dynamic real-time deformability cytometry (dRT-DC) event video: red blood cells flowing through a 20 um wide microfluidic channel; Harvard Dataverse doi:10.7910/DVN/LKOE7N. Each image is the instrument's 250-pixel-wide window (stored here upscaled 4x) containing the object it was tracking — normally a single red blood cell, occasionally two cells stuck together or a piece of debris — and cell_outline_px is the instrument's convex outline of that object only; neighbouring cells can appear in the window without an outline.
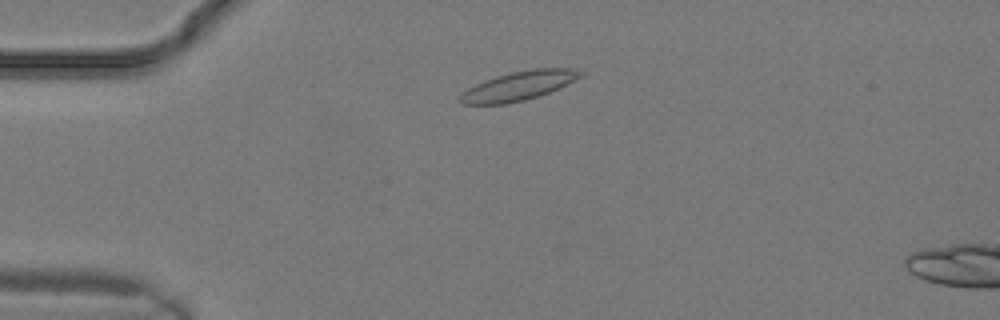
{"species": "common noctule bat (a hibernating species)", "species_latin": "Nyctalus noctula", "temperature_condition": "warm", "stored_images_in_passage": 5, "camera_frame_rate_fps": 3000, "um_per_image_px": 0.085, "animal": {"sex": "male", "body_mass_g": 19.2, "forearm_length_mm": 51.8}, "frame": {"image": 1, "passage_image": 3, "time_ms": 0.667, "image_size_px": [1000, 320], "cell_outline_px": [[584, 76], [560, 88], [524, 100], [508, 104], [460, 104], [460, 92], [484, 80], [496, 76], [512, 72], [532, 68], [576, 68], [584, 72]], "centroid_in_image_um": [44.12, 7.28], "position_along_channel_um": 40.9, "area_um2": 20.52}}